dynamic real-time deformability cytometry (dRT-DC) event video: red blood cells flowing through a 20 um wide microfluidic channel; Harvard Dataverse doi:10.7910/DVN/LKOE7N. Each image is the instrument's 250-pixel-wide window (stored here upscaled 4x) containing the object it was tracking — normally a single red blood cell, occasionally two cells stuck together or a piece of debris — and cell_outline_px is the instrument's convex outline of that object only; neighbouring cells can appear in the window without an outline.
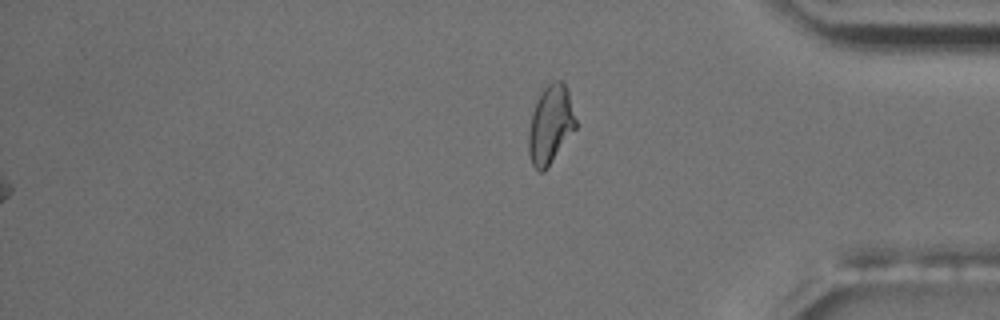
{"species": "common noctule bat (a hibernating species)", "species_latin": "Nyctalus noctula", "temperature_condition": "room temperature", "stored_images_in_passage": 15, "camera_frame_rate_fps": 3000, "um_per_image_px": 0.085, "animal": {"sex": "male", "body_mass_g": 17.5, "forearm_length_mm": 52.3}, "frame": {"image": 1, "passage_image": 15, "time_ms": 16.0, "image_size_px": [1000, 320], "cell_outline_px": [[576, 128], [544, 172], [540, 172], [532, 164], [528, 152], [528, 132], [532, 112], [536, 100], [544, 88], [548, 84], [556, 80], [560, 80], [568, 88], [576, 120]], "centroid_in_image_um": [46.78, 10.58], "position_along_channel_um": 388.4, "area_um2": 21.5}, "authors_computed_cell_mechanics": {"area_um2": 12.7738, "velocity_mm_per_s": 3.4564, "shape_relaxation_time_tau1_ms": 2.9087, "shape_relaxation_time_tau2_ms": null, "deformation_change_tau1": 0.1357, "deformation_change_tau2": null}}